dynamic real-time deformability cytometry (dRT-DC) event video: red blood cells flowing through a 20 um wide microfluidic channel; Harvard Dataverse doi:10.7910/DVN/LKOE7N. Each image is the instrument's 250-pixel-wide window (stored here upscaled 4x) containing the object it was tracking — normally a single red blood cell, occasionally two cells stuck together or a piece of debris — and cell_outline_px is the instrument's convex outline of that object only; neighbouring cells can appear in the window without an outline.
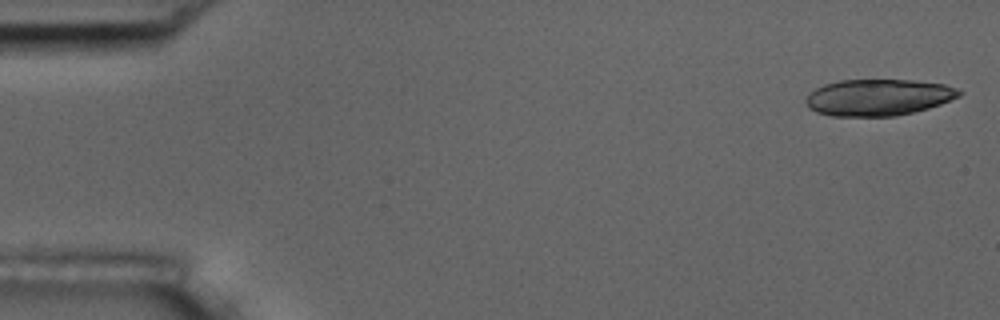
{"species": "common noctule bat (a hibernating species)", "species_latin": "Nyctalus noctula", "temperature_condition": "room temperature", "stored_images_in_passage": 15, "camera_frame_rate_fps": 3000, "um_per_image_px": 0.085, "animal": {"sex": "male", "body_mass_g": 17.5, "forearm_length_mm": 52.3}, "frame": {"image": 1, "passage_image": 1, "time_ms": 0.0, "image_size_px": [1000, 320], "cell_outline_px": [[964, 92], [960, 96], [940, 104], [928, 108], [896, 116], [832, 116], [816, 112], [808, 108], [804, 104], [804, 100], [816, 88], [824, 84], [840, 80], [912, 80], [944, 84], [960, 88]], "centroid_in_image_um": [74.66, 8.27], "position_along_channel_um": 10.3, "area_um2": 32.77}}
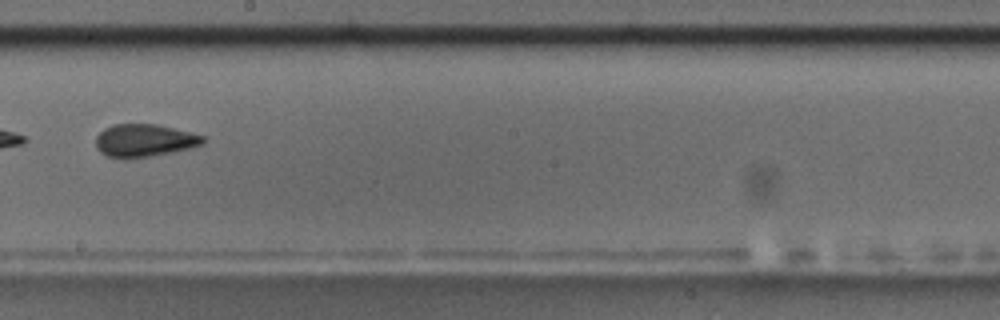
{"frame": {"image": 2, "passage_image": 9, "time_ms": 10.0, "image_size_px": [1000, 320], "cell_outline_px": [[208, 140], [204, 144], [192, 148], [148, 156], [124, 160], [108, 156], [100, 152], [96, 148], [96, 136], [104, 128], [112, 124], [156, 124], [204, 136]], "centroid_in_image_um": [12.25, 11.95], "position_along_channel_um": 235.9, "area_um2": 20.58}, "authors_computed_cell_mechanics": {"area_um2": 20.5768, "velocity_mm_per_s": 3.6403, "shape_relaxation_time_tau1_ms": null, "shape_relaxation_time_tau2_ms": 2.4547, "deformation_change_tau1": null, "deformation_change_tau2": 0.0593}}